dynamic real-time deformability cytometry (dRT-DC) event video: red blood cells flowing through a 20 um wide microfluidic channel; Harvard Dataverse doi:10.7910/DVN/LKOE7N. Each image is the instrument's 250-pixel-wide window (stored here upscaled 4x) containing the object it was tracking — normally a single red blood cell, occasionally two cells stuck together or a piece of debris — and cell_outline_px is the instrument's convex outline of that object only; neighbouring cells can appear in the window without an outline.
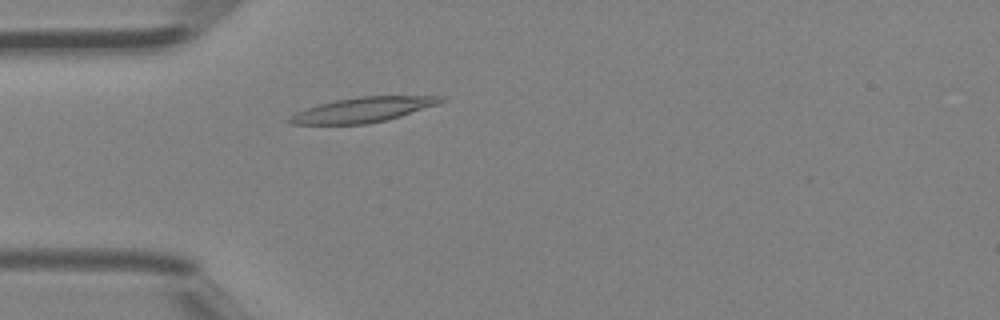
{"species": "Egyptian fruit bat (a non-hibernating species)", "species_latin": "Rousettus aegyptiacus", "temperature_condition": "room temperature", "stored_images_in_passage": 34, "camera_frame_rate_fps": 3000, "um_per_image_px": 0.085, "animal": {"sex": "female"}, "frame": {"image": 1, "passage_image": 4, "time_ms": 1.0, "image_size_px": [1000, 320], "cell_outline_px": [[448, 100], [440, 104], [400, 116], [368, 124], [292, 124], [284, 120], [288, 116], [296, 112], [320, 104], [336, 100], [356, 96], [444, 96]], "centroid_in_image_um": [30.87, 9.32], "position_along_channel_um": 54.1, "area_um2": 22.02}}
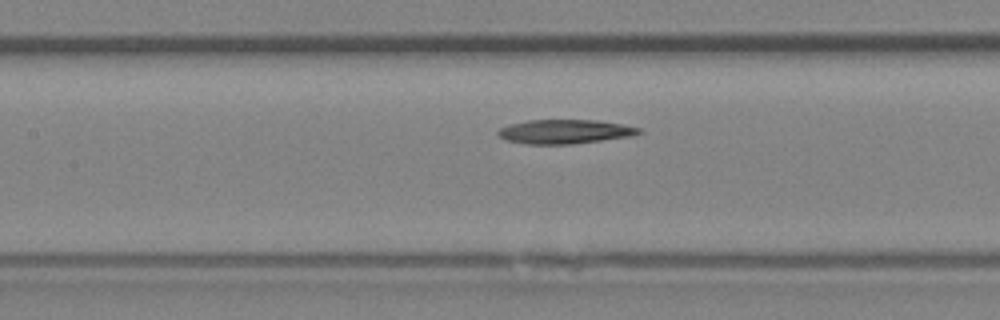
{"frame": {"image": 2, "passage_image": 11, "time_ms": 3.333, "image_size_px": [1000, 320], "cell_outline_px": [[644, 132], [632, 136], [572, 144], [528, 144], [504, 140], [496, 132], [500, 128], [508, 124], [528, 120], [596, 120], [620, 124], [640, 128]], "centroid_in_image_um": [47.99, 11.19], "position_along_channel_um": 159.4, "area_um2": 19.83}}
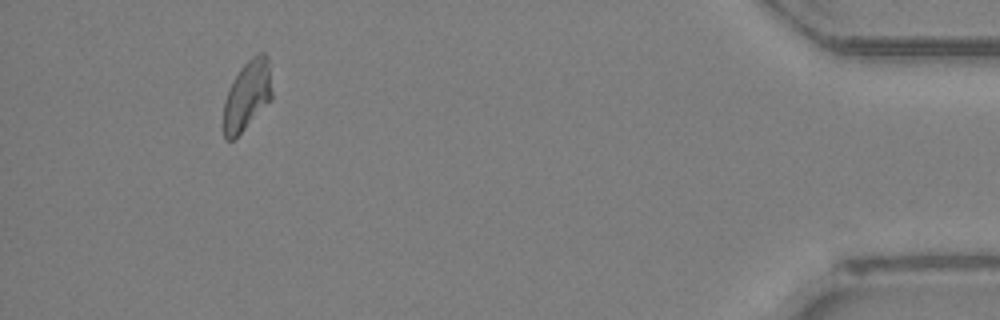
{"frame": {"image": 3, "passage_image": 31, "time_ms": 10.0, "image_size_px": [1000, 320], "cell_outline_px": [[272, 100], [232, 140], [224, 140], [224, 100], [232, 80], [240, 68], [256, 52], [264, 52], [268, 56], [272, 92]], "centroid_in_image_um": [21.02, 8.06], "position_along_channel_um": 414.2, "area_um2": 19.65}}